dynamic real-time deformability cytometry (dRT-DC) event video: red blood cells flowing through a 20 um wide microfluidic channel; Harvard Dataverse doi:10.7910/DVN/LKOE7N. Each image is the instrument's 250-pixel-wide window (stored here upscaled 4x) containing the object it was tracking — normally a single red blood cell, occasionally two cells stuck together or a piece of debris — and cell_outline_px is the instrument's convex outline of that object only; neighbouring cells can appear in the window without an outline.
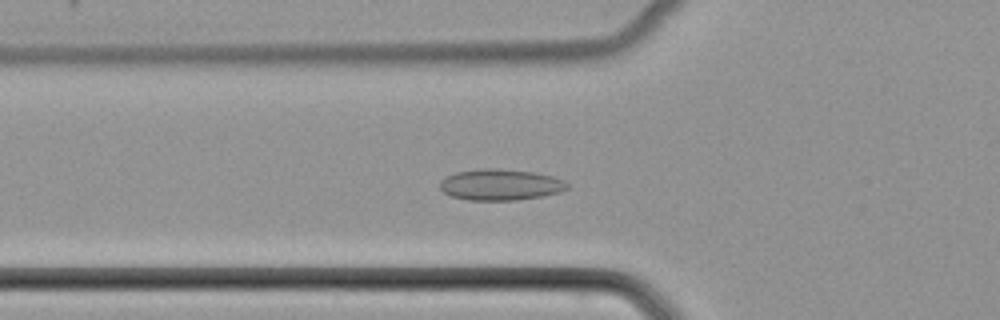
{"species": "common noctule bat (a hibernating species)", "species_latin": "Nyctalus noctula", "temperature_condition": "cold", "stored_images_in_passage": 53, "camera_frame_rate_fps": 3000, "um_per_image_px": 0.085, "animal": {"sex": "female", "body_mass_g": 22.7, "forearm_length_mm": 54.2}, "frame": {"image": 1, "passage_image": 20, "time_ms": 6.333, "image_size_px": [1000, 320], "cell_outline_px": [[568, 188], [560, 192], [540, 196], [516, 200], [468, 200], [452, 196], [444, 192], [440, 188], [440, 180], [456, 172], [480, 168], [496, 168], [536, 172], [552, 176], [564, 180], [568, 184]], "centroid_in_image_um": [42.54, 15.69], "position_along_channel_um": 83.3, "area_um2": 23.12}}
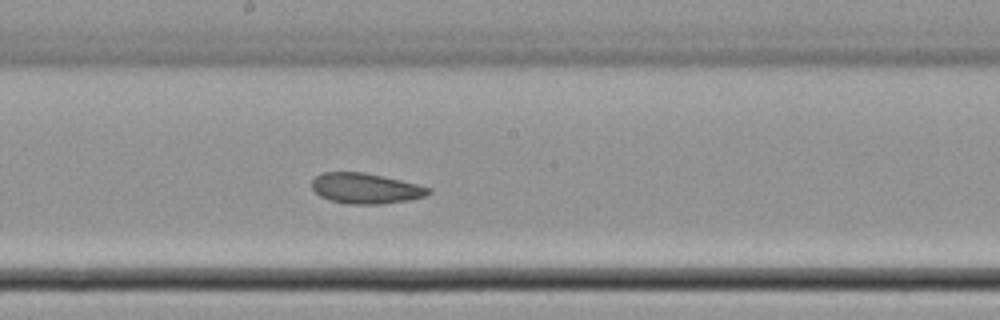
{"frame": {"image": 2, "passage_image": 30, "time_ms": 9.667, "image_size_px": [1000, 320], "cell_outline_px": [[432, 192], [424, 196], [408, 200], [384, 204], [348, 204], [328, 200], [320, 196], [312, 188], [312, 180], [316, 176], [324, 172], [364, 172], [400, 180], [432, 188]], "centroid_in_image_um": [31.07, 16.02], "position_along_channel_um": 217.1, "area_um2": 20.69}}
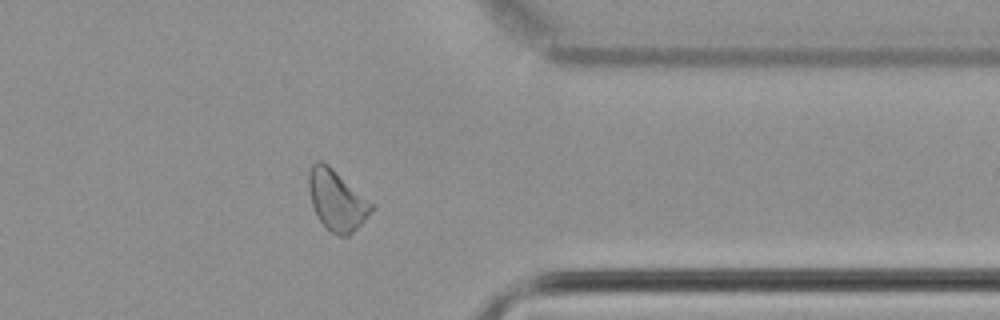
{"frame": {"image": 3, "passage_image": 43, "time_ms": 14.0, "image_size_px": [1000, 320], "cell_outline_px": [[372, 208], [364, 220], [348, 236], [340, 236], [324, 228], [316, 216], [312, 204], [308, 188], [308, 172], [312, 164], [316, 160], [320, 160], [328, 164], [372, 204]], "centroid_in_image_um": [28.55, 17.01], "position_along_channel_um": 382.9, "area_um2": 21.73}}